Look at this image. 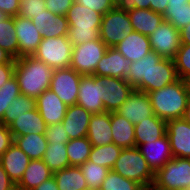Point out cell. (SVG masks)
<instances>
[{"instance_id":"1","label":"cell","mask_w":190,"mask_h":190,"mask_svg":"<svg viewBox=\"0 0 190 190\" xmlns=\"http://www.w3.org/2000/svg\"><path fill=\"white\" fill-rule=\"evenodd\" d=\"M131 70L126 81L142 92L159 90L179 79L174 61L162 58L155 51H150L143 59L131 62Z\"/></svg>"},{"instance_id":"2","label":"cell","mask_w":190,"mask_h":190,"mask_svg":"<svg viewBox=\"0 0 190 190\" xmlns=\"http://www.w3.org/2000/svg\"><path fill=\"white\" fill-rule=\"evenodd\" d=\"M148 95L157 117L166 122L182 118L190 96V82L179 78L159 90L148 92Z\"/></svg>"},{"instance_id":"3","label":"cell","mask_w":190,"mask_h":190,"mask_svg":"<svg viewBox=\"0 0 190 190\" xmlns=\"http://www.w3.org/2000/svg\"><path fill=\"white\" fill-rule=\"evenodd\" d=\"M54 69L37 60L34 56L15 59L14 76L18 81L20 93L37 99L49 89Z\"/></svg>"},{"instance_id":"4","label":"cell","mask_w":190,"mask_h":190,"mask_svg":"<svg viewBox=\"0 0 190 190\" xmlns=\"http://www.w3.org/2000/svg\"><path fill=\"white\" fill-rule=\"evenodd\" d=\"M102 17V14L91 10L88 6H81L74 1L66 14L69 23L68 40L74 46L99 39Z\"/></svg>"},{"instance_id":"5","label":"cell","mask_w":190,"mask_h":190,"mask_svg":"<svg viewBox=\"0 0 190 190\" xmlns=\"http://www.w3.org/2000/svg\"><path fill=\"white\" fill-rule=\"evenodd\" d=\"M112 170L142 186H149L154 182V172L138 147L122 149Z\"/></svg>"},{"instance_id":"6","label":"cell","mask_w":190,"mask_h":190,"mask_svg":"<svg viewBox=\"0 0 190 190\" xmlns=\"http://www.w3.org/2000/svg\"><path fill=\"white\" fill-rule=\"evenodd\" d=\"M133 31L127 7L121 5L103 15L99 29L100 39L108 48L115 47Z\"/></svg>"},{"instance_id":"7","label":"cell","mask_w":190,"mask_h":190,"mask_svg":"<svg viewBox=\"0 0 190 190\" xmlns=\"http://www.w3.org/2000/svg\"><path fill=\"white\" fill-rule=\"evenodd\" d=\"M73 45L67 36L42 38L38 49L32 55L52 69L70 67Z\"/></svg>"},{"instance_id":"8","label":"cell","mask_w":190,"mask_h":190,"mask_svg":"<svg viewBox=\"0 0 190 190\" xmlns=\"http://www.w3.org/2000/svg\"><path fill=\"white\" fill-rule=\"evenodd\" d=\"M153 185L161 190L190 187V158L176 157L154 173Z\"/></svg>"},{"instance_id":"9","label":"cell","mask_w":190,"mask_h":190,"mask_svg":"<svg viewBox=\"0 0 190 190\" xmlns=\"http://www.w3.org/2000/svg\"><path fill=\"white\" fill-rule=\"evenodd\" d=\"M107 48L100 38L74 45L70 67L82 76L93 75Z\"/></svg>"},{"instance_id":"10","label":"cell","mask_w":190,"mask_h":190,"mask_svg":"<svg viewBox=\"0 0 190 190\" xmlns=\"http://www.w3.org/2000/svg\"><path fill=\"white\" fill-rule=\"evenodd\" d=\"M81 77L82 75L71 67L55 69L49 89L52 90L67 107L76 105Z\"/></svg>"},{"instance_id":"11","label":"cell","mask_w":190,"mask_h":190,"mask_svg":"<svg viewBox=\"0 0 190 190\" xmlns=\"http://www.w3.org/2000/svg\"><path fill=\"white\" fill-rule=\"evenodd\" d=\"M149 39L151 50L165 59L173 60L181 45L179 30L166 20L149 35Z\"/></svg>"},{"instance_id":"12","label":"cell","mask_w":190,"mask_h":190,"mask_svg":"<svg viewBox=\"0 0 190 190\" xmlns=\"http://www.w3.org/2000/svg\"><path fill=\"white\" fill-rule=\"evenodd\" d=\"M100 83L103 86L102 102L108 113L116 112L134 91V88L121 78L100 76Z\"/></svg>"},{"instance_id":"13","label":"cell","mask_w":190,"mask_h":190,"mask_svg":"<svg viewBox=\"0 0 190 190\" xmlns=\"http://www.w3.org/2000/svg\"><path fill=\"white\" fill-rule=\"evenodd\" d=\"M102 88L100 76H82L79 84L77 105L92 114L106 112L102 102Z\"/></svg>"},{"instance_id":"14","label":"cell","mask_w":190,"mask_h":190,"mask_svg":"<svg viewBox=\"0 0 190 190\" xmlns=\"http://www.w3.org/2000/svg\"><path fill=\"white\" fill-rule=\"evenodd\" d=\"M14 27L18 39V58L32 56L42 40L40 31L36 29L31 19L19 15L14 16Z\"/></svg>"},{"instance_id":"15","label":"cell","mask_w":190,"mask_h":190,"mask_svg":"<svg viewBox=\"0 0 190 190\" xmlns=\"http://www.w3.org/2000/svg\"><path fill=\"white\" fill-rule=\"evenodd\" d=\"M168 136L173 158H190V124L183 118L167 121Z\"/></svg>"},{"instance_id":"16","label":"cell","mask_w":190,"mask_h":190,"mask_svg":"<svg viewBox=\"0 0 190 190\" xmlns=\"http://www.w3.org/2000/svg\"><path fill=\"white\" fill-rule=\"evenodd\" d=\"M116 112L134 125L154 114L148 93L135 89Z\"/></svg>"},{"instance_id":"17","label":"cell","mask_w":190,"mask_h":190,"mask_svg":"<svg viewBox=\"0 0 190 190\" xmlns=\"http://www.w3.org/2000/svg\"><path fill=\"white\" fill-rule=\"evenodd\" d=\"M130 67L131 62L119 51L115 48H107L93 75L126 79L131 70Z\"/></svg>"},{"instance_id":"18","label":"cell","mask_w":190,"mask_h":190,"mask_svg":"<svg viewBox=\"0 0 190 190\" xmlns=\"http://www.w3.org/2000/svg\"><path fill=\"white\" fill-rule=\"evenodd\" d=\"M138 148L154 173L162 168L169 160L173 159L167 134L154 142L144 143Z\"/></svg>"},{"instance_id":"19","label":"cell","mask_w":190,"mask_h":190,"mask_svg":"<svg viewBox=\"0 0 190 190\" xmlns=\"http://www.w3.org/2000/svg\"><path fill=\"white\" fill-rule=\"evenodd\" d=\"M36 109L46 125H52L63 121L67 106L52 90L47 89L36 99Z\"/></svg>"},{"instance_id":"20","label":"cell","mask_w":190,"mask_h":190,"mask_svg":"<svg viewBox=\"0 0 190 190\" xmlns=\"http://www.w3.org/2000/svg\"><path fill=\"white\" fill-rule=\"evenodd\" d=\"M42 38L67 36L69 23L66 16L55 15L45 9L31 19Z\"/></svg>"},{"instance_id":"21","label":"cell","mask_w":190,"mask_h":190,"mask_svg":"<svg viewBox=\"0 0 190 190\" xmlns=\"http://www.w3.org/2000/svg\"><path fill=\"white\" fill-rule=\"evenodd\" d=\"M30 162V158L13 143L1 156L0 164L14 184H18Z\"/></svg>"},{"instance_id":"22","label":"cell","mask_w":190,"mask_h":190,"mask_svg":"<svg viewBox=\"0 0 190 190\" xmlns=\"http://www.w3.org/2000/svg\"><path fill=\"white\" fill-rule=\"evenodd\" d=\"M92 113L79 105L68 106L61 122L69 135V139L87 137L88 125Z\"/></svg>"},{"instance_id":"23","label":"cell","mask_w":190,"mask_h":190,"mask_svg":"<svg viewBox=\"0 0 190 190\" xmlns=\"http://www.w3.org/2000/svg\"><path fill=\"white\" fill-rule=\"evenodd\" d=\"M130 62L143 59L151 50L149 36L133 31L115 47Z\"/></svg>"},{"instance_id":"24","label":"cell","mask_w":190,"mask_h":190,"mask_svg":"<svg viewBox=\"0 0 190 190\" xmlns=\"http://www.w3.org/2000/svg\"><path fill=\"white\" fill-rule=\"evenodd\" d=\"M111 131V113L92 114L88 125V140L92 146H103L113 143Z\"/></svg>"},{"instance_id":"25","label":"cell","mask_w":190,"mask_h":190,"mask_svg":"<svg viewBox=\"0 0 190 190\" xmlns=\"http://www.w3.org/2000/svg\"><path fill=\"white\" fill-rule=\"evenodd\" d=\"M136 147L154 142L166 134L167 122L155 114L134 125Z\"/></svg>"},{"instance_id":"26","label":"cell","mask_w":190,"mask_h":190,"mask_svg":"<svg viewBox=\"0 0 190 190\" xmlns=\"http://www.w3.org/2000/svg\"><path fill=\"white\" fill-rule=\"evenodd\" d=\"M46 123L35 108L32 111L25 112L18 116L9 126L13 138L27 134H45Z\"/></svg>"},{"instance_id":"27","label":"cell","mask_w":190,"mask_h":190,"mask_svg":"<svg viewBox=\"0 0 190 190\" xmlns=\"http://www.w3.org/2000/svg\"><path fill=\"white\" fill-rule=\"evenodd\" d=\"M133 30L149 36L163 22V14L151 9L127 8Z\"/></svg>"},{"instance_id":"28","label":"cell","mask_w":190,"mask_h":190,"mask_svg":"<svg viewBox=\"0 0 190 190\" xmlns=\"http://www.w3.org/2000/svg\"><path fill=\"white\" fill-rule=\"evenodd\" d=\"M111 131L113 143L118 147L122 149L136 147L134 124L117 112L111 113Z\"/></svg>"},{"instance_id":"29","label":"cell","mask_w":190,"mask_h":190,"mask_svg":"<svg viewBox=\"0 0 190 190\" xmlns=\"http://www.w3.org/2000/svg\"><path fill=\"white\" fill-rule=\"evenodd\" d=\"M53 172L40 160H30L23 177L18 183L24 190H33L43 181L50 179Z\"/></svg>"},{"instance_id":"30","label":"cell","mask_w":190,"mask_h":190,"mask_svg":"<svg viewBox=\"0 0 190 190\" xmlns=\"http://www.w3.org/2000/svg\"><path fill=\"white\" fill-rule=\"evenodd\" d=\"M14 143L30 158L40 160L47 149L48 142L45 134H27L14 137Z\"/></svg>"},{"instance_id":"31","label":"cell","mask_w":190,"mask_h":190,"mask_svg":"<svg viewBox=\"0 0 190 190\" xmlns=\"http://www.w3.org/2000/svg\"><path fill=\"white\" fill-rule=\"evenodd\" d=\"M59 190H87L88 186L79 166H68L53 173Z\"/></svg>"},{"instance_id":"32","label":"cell","mask_w":190,"mask_h":190,"mask_svg":"<svg viewBox=\"0 0 190 190\" xmlns=\"http://www.w3.org/2000/svg\"><path fill=\"white\" fill-rule=\"evenodd\" d=\"M66 147L67 143H48L42 160L53 173L69 166Z\"/></svg>"},{"instance_id":"33","label":"cell","mask_w":190,"mask_h":190,"mask_svg":"<svg viewBox=\"0 0 190 190\" xmlns=\"http://www.w3.org/2000/svg\"><path fill=\"white\" fill-rule=\"evenodd\" d=\"M92 147L88 137L69 140L66 147L69 166H80L88 161Z\"/></svg>"},{"instance_id":"34","label":"cell","mask_w":190,"mask_h":190,"mask_svg":"<svg viewBox=\"0 0 190 190\" xmlns=\"http://www.w3.org/2000/svg\"><path fill=\"white\" fill-rule=\"evenodd\" d=\"M0 47L14 59H18V39L13 16H8L0 22Z\"/></svg>"},{"instance_id":"35","label":"cell","mask_w":190,"mask_h":190,"mask_svg":"<svg viewBox=\"0 0 190 190\" xmlns=\"http://www.w3.org/2000/svg\"><path fill=\"white\" fill-rule=\"evenodd\" d=\"M121 151L122 148L114 143L103 146H93L88 161L112 170Z\"/></svg>"},{"instance_id":"36","label":"cell","mask_w":190,"mask_h":190,"mask_svg":"<svg viewBox=\"0 0 190 190\" xmlns=\"http://www.w3.org/2000/svg\"><path fill=\"white\" fill-rule=\"evenodd\" d=\"M36 108V99L29 96L20 94L13 102L7 107L3 118L0 123L7 127L16 120L18 116L25 112L32 111Z\"/></svg>"},{"instance_id":"37","label":"cell","mask_w":190,"mask_h":190,"mask_svg":"<svg viewBox=\"0 0 190 190\" xmlns=\"http://www.w3.org/2000/svg\"><path fill=\"white\" fill-rule=\"evenodd\" d=\"M79 167L90 190H100L102 182L110 171V169L90 161H86Z\"/></svg>"},{"instance_id":"38","label":"cell","mask_w":190,"mask_h":190,"mask_svg":"<svg viewBox=\"0 0 190 190\" xmlns=\"http://www.w3.org/2000/svg\"><path fill=\"white\" fill-rule=\"evenodd\" d=\"M163 18L175 28L181 30L190 23V4L167 5Z\"/></svg>"},{"instance_id":"39","label":"cell","mask_w":190,"mask_h":190,"mask_svg":"<svg viewBox=\"0 0 190 190\" xmlns=\"http://www.w3.org/2000/svg\"><path fill=\"white\" fill-rule=\"evenodd\" d=\"M143 186L133 180L126 179L110 170L102 182L100 190H140Z\"/></svg>"},{"instance_id":"40","label":"cell","mask_w":190,"mask_h":190,"mask_svg":"<svg viewBox=\"0 0 190 190\" xmlns=\"http://www.w3.org/2000/svg\"><path fill=\"white\" fill-rule=\"evenodd\" d=\"M20 94V87L15 76L8 80L4 86L0 87V120L3 118L7 107Z\"/></svg>"},{"instance_id":"41","label":"cell","mask_w":190,"mask_h":190,"mask_svg":"<svg viewBox=\"0 0 190 190\" xmlns=\"http://www.w3.org/2000/svg\"><path fill=\"white\" fill-rule=\"evenodd\" d=\"M173 61L178 77L190 82V44H181Z\"/></svg>"},{"instance_id":"42","label":"cell","mask_w":190,"mask_h":190,"mask_svg":"<svg viewBox=\"0 0 190 190\" xmlns=\"http://www.w3.org/2000/svg\"><path fill=\"white\" fill-rule=\"evenodd\" d=\"M46 9L45 0H20L19 16L32 19Z\"/></svg>"},{"instance_id":"43","label":"cell","mask_w":190,"mask_h":190,"mask_svg":"<svg viewBox=\"0 0 190 190\" xmlns=\"http://www.w3.org/2000/svg\"><path fill=\"white\" fill-rule=\"evenodd\" d=\"M45 137L48 143H68L70 140L62 123L47 125Z\"/></svg>"},{"instance_id":"44","label":"cell","mask_w":190,"mask_h":190,"mask_svg":"<svg viewBox=\"0 0 190 190\" xmlns=\"http://www.w3.org/2000/svg\"><path fill=\"white\" fill-rule=\"evenodd\" d=\"M76 3L81 6H85L94 10L102 15L109 12L111 9H114L118 2L117 0H74Z\"/></svg>"},{"instance_id":"45","label":"cell","mask_w":190,"mask_h":190,"mask_svg":"<svg viewBox=\"0 0 190 190\" xmlns=\"http://www.w3.org/2000/svg\"><path fill=\"white\" fill-rule=\"evenodd\" d=\"M46 9L55 15L66 16L74 0H45Z\"/></svg>"},{"instance_id":"46","label":"cell","mask_w":190,"mask_h":190,"mask_svg":"<svg viewBox=\"0 0 190 190\" xmlns=\"http://www.w3.org/2000/svg\"><path fill=\"white\" fill-rule=\"evenodd\" d=\"M14 143V138L6 125L0 123V156Z\"/></svg>"},{"instance_id":"47","label":"cell","mask_w":190,"mask_h":190,"mask_svg":"<svg viewBox=\"0 0 190 190\" xmlns=\"http://www.w3.org/2000/svg\"><path fill=\"white\" fill-rule=\"evenodd\" d=\"M20 0H0V10L8 16L19 14Z\"/></svg>"},{"instance_id":"48","label":"cell","mask_w":190,"mask_h":190,"mask_svg":"<svg viewBox=\"0 0 190 190\" xmlns=\"http://www.w3.org/2000/svg\"><path fill=\"white\" fill-rule=\"evenodd\" d=\"M14 70L15 64L0 65V87L4 86L14 76Z\"/></svg>"},{"instance_id":"49","label":"cell","mask_w":190,"mask_h":190,"mask_svg":"<svg viewBox=\"0 0 190 190\" xmlns=\"http://www.w3.org/2000/svg\"><path fill=\"white\" fill-rule=\"evenodd\" d=\"M118 5L127 8L150 9V0H117Z\"/></svg>"},{"instance_id":"50","label":"cell","mask_w":190,"mask_h":190,"mask_svg":"<svg viewBox=\"0 0 190 190\" xmlns=\"http://www.w3.org/2000/svg\"><path fill=\"white\" fill-rule=\"evenodd\" d=\"M14 183L10 180L4 168L0 164V190H8Z\"/></svg>"},{"instance_id":"51","label":"cell","mask_w":190,"mask_h":190,"mask_svg":"<svg viewBox=\"0 0 190 190\" xmlns=\"http://www.w3.org/2000/svg\"><path fill=\"white\" fill-rule=\"evenodd\" d=\"M150 9L154 12L164 14L168 0H150Z\"/></svg>"},{"instance_id":"52","label":"cell","mask_w":190,"mask_h":190,"mask_svg":"<svg viewBox=\"0 0 190 190\" xmlns=\"http://www.w3.org/2000/svg\"><path fill=\"white\" fill-rule=\"evenodd\" d=\"M33 190H59L55 178L52 176L50 179L43 181L39 186Z\"/></svg>"},{"instance_id":"53","label":"cell","mask_w":190,"mask_h":190,"mask_svg":"<svg viewBox=\"0 0 190 190\" xmlns=\"http://www.w3.org/2000/svg\"><path fill=\"white\" fill-rule=\"evenodd\" d=\"M179 35L181 44H190V23L179 30Z\"/></svg>"},{"instance_id":"54","label":"cell","mask_w":190,"mask_h":190,"mask_svg":"<svg viewBox=\"0 0 190 190\" xmlns=\"http://www.w3.org/2000/svg\"><path fill=\"white\" fill-rule=\"evenodd\" d=\"M1 64H15V59L0 47V65Z\"/></svg>"},{"instance_id":"55","label":"cell","mask_w":190,"mask_h":190,"mask_svg":"<svg viewBox=\"0 0 190 190\" xmlns=\"http://www.w3.org/2000/svg\"><path fill=\"white\" fill-rule=\"evenodd\" d=\"M188 124H190V96L188 98L186 110L184 111L183 117H182Z\"/></svg>"},{"instance_id":"56","label":"cell","mask_w":190,"mask_h":190,"mask_svg":"<svg viewBox=\"0 0 190 190\" xmlns=\"http://www.w3.org/2000/svg\"><path fill=\"white\" fill-rule=\"evenodd\" d=\"M190 0H168V5H183L189 3Z\"/></svg>"},{"instance_id":"57","label":"cell","mask_w":190,"mask_h":190,"mask_svg":"<svg viewBox=\"0 0 190 190\" xmlns=\"http://www.w3.org/2000/svg\"><path fill=\"white\" fill-rule=\"evenodd\" d=\"M140 190H161L159 188H156L153 184L149 186H143Z\"/></svg>"},{"instance_id":"58","label":"cell","mask_w":190,"mask_h":190,"mask_svg":"<svg viewBox=\"0 0 190 190\" xmlns=\"http://www.w3.org/2000/svg\"><path fill=\"white\" fill-rule=\"evenodd\" d=\"M8 190H24V189L18 184H13Z\"/></svg>"},{"instance_id":"59","label":"cell","mask_w":190,"mask_h":190,"mask_svg":"<svg viewBox=\"0 0 190 190\" xmlns=\"http://www.w3.org/2000/svg\"><path fill=\"white\" fill-rule=\"evenodd\" d=\"M6 17H8V15L5 14L4 12H2V11L0 10V22H1L3 19H5Z\"/></svg>"},{"instance_id":"60","label":"cell","mask_w":190,"mask_h":190,"mask_svg":"<svg viewBox=\"0 0 190 190\" xmlns=\"http://www.w3.org/2000/svg\"><path fill=\"white\" fill-rule=\"evenodd\" d=\"M181 190H190V187H187V188H183Z\"/></svg>"}]
</instances>
